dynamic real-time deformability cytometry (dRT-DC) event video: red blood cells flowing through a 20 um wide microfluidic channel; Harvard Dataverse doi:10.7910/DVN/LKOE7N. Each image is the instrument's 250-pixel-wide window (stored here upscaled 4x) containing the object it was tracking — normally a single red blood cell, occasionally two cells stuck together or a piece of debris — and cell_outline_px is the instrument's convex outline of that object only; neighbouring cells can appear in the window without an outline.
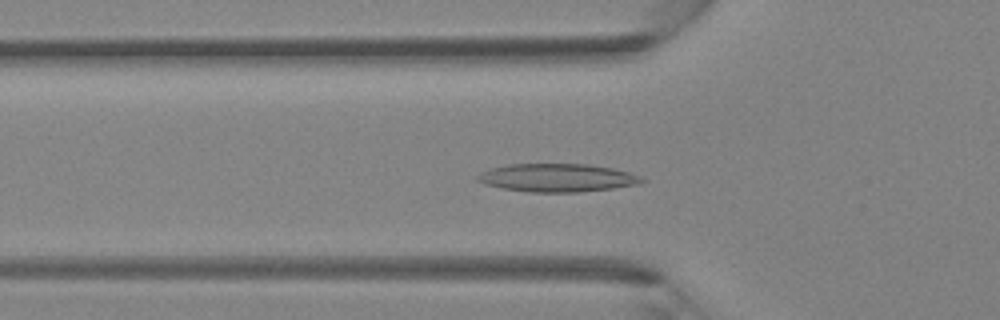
{"species": "Egyptian fruit bat (a non-hibernating species)", "species_latin": "Rousettus aegyptiacus", "temperature_condition": "room temperature", "stored_images_in_passage": 44, "camera_frame_rate_fps": 3000, "um_per_image_px": 0.085, "animal": {"sex": "female"}, "frame": {"image": 1, "passage_image": 15, "time_ms": 4.667, "image_size_px": [1000, 320], "cell_outline_px": [[648, 180], [636, 184], [612, 188], [580, 192], [528, 192], [504, 188], [484, 184], [476, 180], [476, 176], [480, 172], [492, 168], [508, 164], [588, 164], [612, 168], [628, 172], [640, 176]], "centroid_in_image_um": [47.34, 15.11], "position_along_channel_um": 78.5, "area_um2": 26.88}}
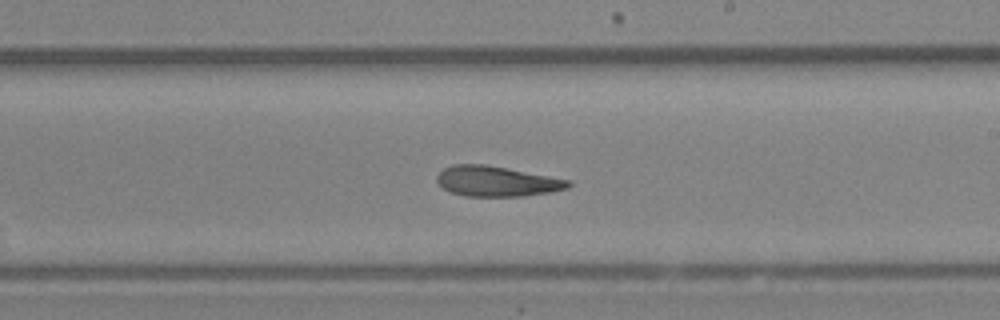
{"frame": {"image": 2, "passage_image": 26, "time_ms": 8.333, "image_size_px": [1000, 320], "cell_outline_px": [[572, 184], [568, 188], [548, 192], [524, 196], [468, 196], [448, 192], [436, 180], [436, 176], [444, 168], [452, 164], [484, 164], [572, 180]], "centroid_in_image_um": [42.21, 15.41], "position_along_channel_um": 246.8, "area_um2": 23.12}}
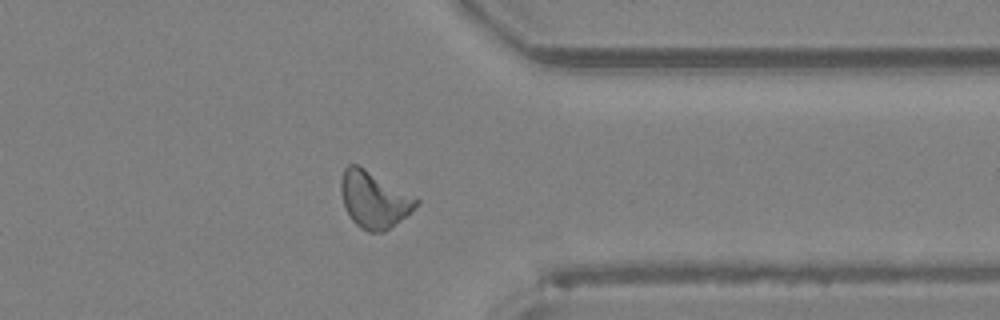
{"frame": {"image": 3, "passage_image": 35, "time_ms": 11.333, "image_size_px": [1000, 320], "cell_outline_px": [[420, 204], [400, 220], [384, 232], [368, 232], [360, 228], [352, 220], [344, 208], [340, 188], [340, 180], [344, 168], [348, 164], [356, 164], [364, 168], [416, 196], [420, 200]], "centroid_in_image_um": [31.78, 16.96], "position_along_channel_um": 379.6, "area_um2": 24.91}}